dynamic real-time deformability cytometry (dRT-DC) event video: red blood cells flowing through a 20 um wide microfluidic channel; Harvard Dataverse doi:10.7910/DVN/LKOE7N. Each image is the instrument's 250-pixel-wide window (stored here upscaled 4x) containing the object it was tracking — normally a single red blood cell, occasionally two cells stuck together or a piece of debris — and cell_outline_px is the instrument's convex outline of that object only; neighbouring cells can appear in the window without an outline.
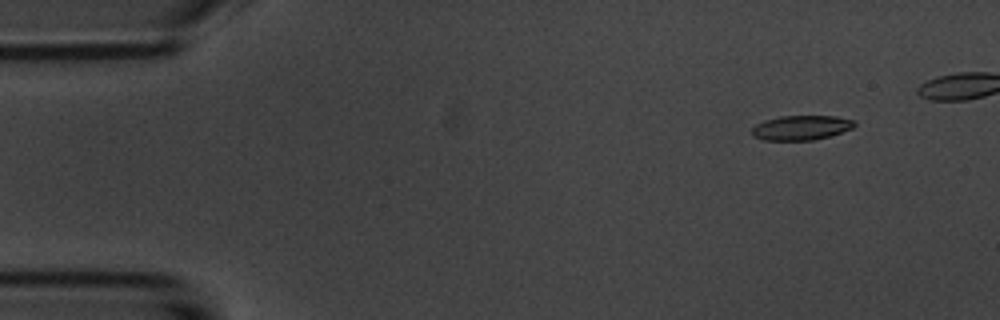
{"species": "common noctule bat (a hibernating species)", "species_latin": "Nyctalus noctula", "temperature_condition": "room temperature", "stored_images_in_passage": 7, "camera_frame_rate_fps": 3000, "um_per_image_px": 0.085, "animal": {"sex": "male", "body_mass_g": 20.1, "forearm_length_mm": 53.5}, "frame": {"image": 1, "passage_image": 1, "time_ms": 0.0, "image_size_px": [1000, 320], "cell_outline_px": [[856, 124], [852, 128], [828, 136], [812, 140], [764, 140], [752, 136], [752, 128], [756, 124], [764, 120], [780, 116], [836, 116], [856, 120]], "centroid_in_image_um": [68.08, 10.84], "position_along_channel_um": 16.9, "area_um2": 14.68}}
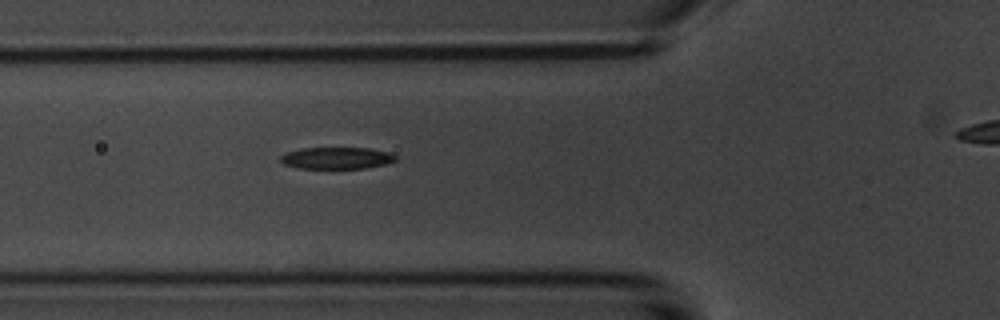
{"frame": {"image": 2, "passage_image": 5, "time_ms": 4.667, "image_size_px": [1000, 320], "cell_outline_px": [[396, 160], [384, 164], [364, 168], [300, 168], [284, 164], [280, 160], [280, 156], [288, 152], [300, 148], [372, 148], [388, 152], [396, 156]], "centroid_in_image_um": [28.61, 13.42], "position_along_channel_um": 97.2, "area_um2": 14.45}}
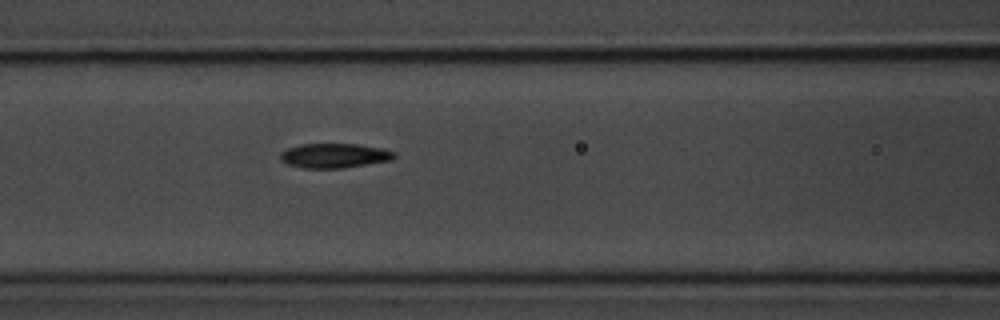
{"frame": {"image": 3, "passage_image": 7, "time_ms": 8.0, "image_size_px": [1000, 320], "cell_outline_px": [[396, 156], [392, 160], [344, 168], [304, 168], [288, 164], [280, 160], [280, 152], [288, 148], [300, 144], [356, 144], [380, 148], [396, 152]], "centroid_in_image_um": [28.42, 13.23], "position_along_channel_um": 138.2, "area_um2": 16.3}}